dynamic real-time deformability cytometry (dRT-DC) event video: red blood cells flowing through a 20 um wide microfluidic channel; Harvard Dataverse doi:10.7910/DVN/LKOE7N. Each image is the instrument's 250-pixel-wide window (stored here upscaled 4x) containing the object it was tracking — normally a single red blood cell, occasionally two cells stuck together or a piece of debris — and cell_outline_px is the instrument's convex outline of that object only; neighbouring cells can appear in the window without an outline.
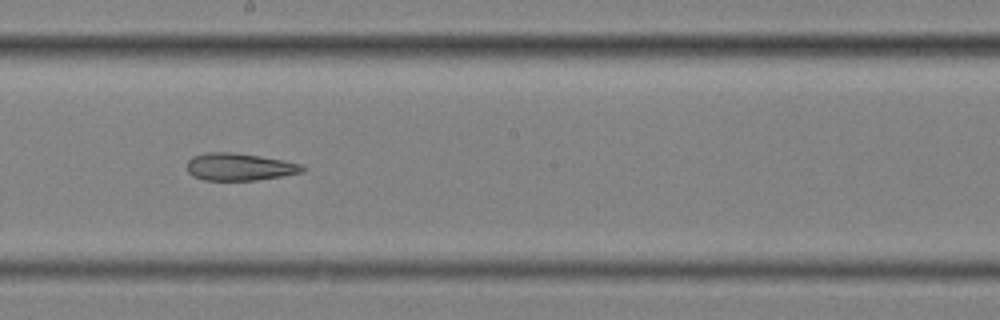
{"species": "common noctule bat (a hibernating species)", "species_latin": "Nyctalus noctula", "temperature_condition": "cold", "stored_images_in_passage": 10, "camera_frame_rate_fps": 3000, "um_per_image_px": 0.085, "animal": {"sex": "female", "body_mass_g": 25.1}, "frame": {"image": 1, "passage_image": 9, "time_ms": 2.667, "image_size_px": [1000, 320], "cell_outline_px": [[308, 168], [304, 172], [256, 180], [204, 180], [192, 176], [188, 172], [188, 160], [192, 156], [204, 152], [232, 152], [260, 156], [284, 160], [304, 164]], "centroid_in_image_um": [20.38, 14.17], "position_along_channel_um": 227.8, "area_um2": 18.61}}
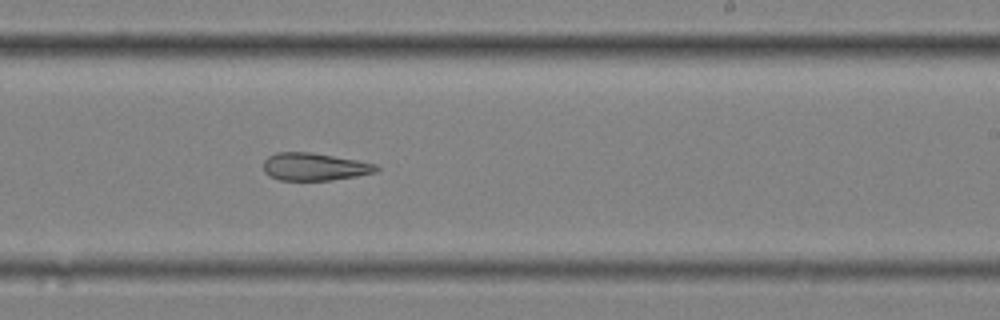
{"frame": {"image": 2, "passage_image": 10, "time_ms": 3.0, "image_size_px": [1000, 320], "cell_outline_px": [[380, 168], [376, 172], [356, 176], [332, 180], [280, 180], [264, 172], [264, 160], [268, 156], [276, 152], [312, 152], [356, 160], [376, 164]], "centroid_in_image_um": [26.73, 14.17], "position_along_channel_um": 262.3, "area_um2": 18.09}}